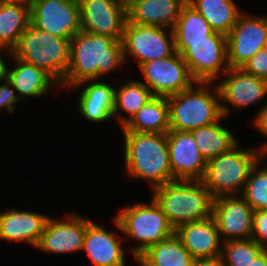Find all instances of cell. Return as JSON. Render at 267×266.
Wrapping results in <instances>:
<instances>
[{
  "instance_id": "obj_3",
  "label": "cell",
  "mask_w": 267,
  "mask_h": 266,
  "mask_svg": "<svg viewBox=\"0 0 267 266\" xmlns=\"http://www.w3.org/2000/svg\"><path fill=\"white\" fill-rule=\"evenodd\" d=\"M151 191L174 229L212 216L214 197L201 180H175Z\"/></svg>"
},
{
  "instance_id": "obj_11",
  "label": "cell",
  "mask_w": 267,
  "mask_h": 266,
  "mask_svg": "<svg viewBox=\"0 0 267 266\" xmlns=\"http://www.w3.org/2000/svg\"><path fill=\"white\" fill-rule=\"evenodd\" d=\"M267 45V16H249L244 10L227 36L229 68H242Z\"/></svg>"
},
{
  "instance_id": "obj_21",
  "label": "cell",
  "mask_w": 267,
  "mask_h": 266,
  "mask_svg": "<svg viewBox=\"0 0 267 266\" xmlns=\"http://www.w3.org/2000/svg\"><path fill=\"white\" fill-rule=\"evenodd\" d=\"M187 0H126L127 20L173 29Z\"/></svg>"
},
{
  "instance_id": "obj_30",
  "label": "cell",
  "mask_w": 267,
  "mask_h": 266,
  "mask_svg": "<svg viewBox=\"0 0 267 266\" xmlns=\"http://www.w3.org/2000/svg\"><path fill=\"white\" fill-rule=\"evenodd\" d=\"M173 30L174 42L209 41L214 32L204 17L188 3L182 8Z\"/></svg>"
},
{
  "instance_id": "obj_41",
  "label": "cell",
  "mask_w": 267,
  "mask_h": 266,
  "mask_svg": "<svg viewBox=\"0 0 267 266\" xmlns=\"http://www.w3.org/2000/svg\"><path fill=\"white\" fill-rule=\"evenodd\" d=\"M135 260L137 261L136 263H138V265L145 266L138 258H135Z\"/></svg>"
},
{
  "instance_id": "obj_17",
  "label": "cell",
  "mask_w": 267,
  "mask_h": 266,
  "mask_svg": "<svg viewBox=\"0 0 267 266\" xmlns=\"http://www.w3.org/2000/svg\"><path fill=\"white\" fill-rule=\"evenodd\" d=\"M169 163L174 180H202L207 161L189 131L167 132Z\"/></svg>"
},
{
  "instance_id": "obj_19",
  "label": "cell",
  "mask_w": 267,
  "mask_h": 266,
  "mask_svg": "<svg viewBox=\"0 0 267 266\" xmlns=\"http://www.w3.org/2000/svg\"><path fill=\"white\" fill-rule=\"evenodd\" d=\"M124 239L92 221L86 228L83 251L95 266H126Z\"/></svg>"
},
{
  "instance_id": "obj_35",
  "label": "cell",
  "mask_w": 267,
  "mask_h": 266,
  "mask_svg": "<svg viewBox=\"0 0 267 266\" xmlns=\"http://www.w3.org/2000/svg\"><path fill=\"white\" fill-rule=\"evenodd\" d=\"M0 81V110L5 108L8 113H14L15 104L21 99L7 78Z\"/></svg>"
},
{
  "instance_id": "obj_16",
  "label": "cell",
  "mask_w": 267,
  "mask_h": 266,
  "mask_svg": "<svg viewBox=\"0 0 267 266\" xmlns=\"http://www.w3.org/2000/svg\"><path fill=\"white\" fill-rule=\"evenodd\" d=\"M253 215L254 210L241 195L214 198L212 217L223 242L251 239Z\"/></svg>"
},
{
  "instance_id": "obj_33",
  "label": "cell",
  "mask_w": 267,
  "mask_h": 266,
  "mask_svg": "<svg viewBox=\"0 0 267 266\" xmlns=\"http://www.w3.org/2000/svg\"><path fill=\"white\" fill-rule=\"evenodd\" d=\"M242 69L248 74L267 80V47L260 49Z\"/></svg>"
},
{
  "instance_id": "obj_4",
  "label": "cell",
  "mask_w": 267,
  "mask_h": 266,
  "mask_svg": "<svg viewBox=\"0 0 267 266\" xmlns=\"http://www.w3.org/2000/svg\"><path fill=\"white\" fill-rule=\"evenodd\" d=\"M195 82L189 89L167 97L170 130L191 131L218 122L222 117L217 84ZM209 86L212 91H209Z\"/></svg>"
},
{
  "instance_id": "obj_5",
  "label": "cell",
  "mask_w": 267,
  "mask_h": 266,
  "mask_svg": "<svg viewBox=\"0 0 267 266\" xmlns=\"http://www.w3.org/2000/svg\"><path fill=\"white\" fill-rule=\"evenodd\" d=\"M113 226L120 233L137 240V246L130 247L132 256L138 258L149 247L175 234L161 207L151 198L148 203H135L120 209L113 217ZM140 243V244H139Z\"/></svg>"
},
{
  "instance_id": "obj_24",
  "label": "cell",
  "mask_w": 267,
  "mask_h": 266,
  "mask_svg": "<svg viewBox=\"0 0 267 266\" xmlns=\"http://www.w3.org/2000/svg\"><path fill=\"white\" fill-rule=\"evenodd\" d=\"M30 24V7L19 0H0V46L12 52Z\"/></svg>"
},
{
  "instance_id": "obj_29",
  "label": "cell",
  "mask_w": 267,
  "mask_h": 266,
  "mask_svg": "<svg viewBox=\"0 0 267 266\" xmlns=\"http://www.w3.org/2000/svg\"><path fill=\"white\" fill-rule=\"evenodd\" d=\"M151 91L137 80H128L124 85L115 88L113 117L117 119L121 127L131 119L151 98ZM128 116H120L121 111ZM118 113V114H117ZM119 115V116H118Z\"/></svg>"
},
{
  "instance_id": "obj_15",
  "label": "cell",
  "mask_w": 267,
  "mask_h": 266,
  "mask_svg": "<svg viewBox=\"0 0 267 266\" xmlns=\"http://www.w3.org/2000/svg\"><path fill=\"white\" fill-rule=\"evenodd\" d=\"M224 76L217 83L224 117L230 113L229 106L239 110L267 97V80L248 74L242 68H229Z\"/></svg>"
},
{
  "instance_id": "obj_2",
  "label": "cell",
  "mask_w": 267,
  "mask_h": 266,
  "mask_svg": "<svg viewBox=\"0 0 267 266\" xmlns=\"http://www.w3.org/2000/svg\"><path fill=\"white\" fill-rule=\"evenodd\" d=\"M123 137L127 176L147 180L152 190L175 181L169 163L167 133L123 131Z\"/></svg>"
},
{
  "instance_id": "obj_6",
  "label": "cell",
  "mask_w": 267,
  "mask_h": 266,
  "mask_svg": "<svg viewBox=\"0 0 267 266\" xmlns=\"http://www.w3.org/2000/svg\"><path fill=\"white\" fill-rule=\"evenodd\" d=\"M264 155L258 148L243 149L238 143L230 151L207 161L201 181L214 198L241 195L251 170Z\"/></svg>"
},
{
  "instance_id": "obj_13",
  "label": "cell",
  "mask_w": 267,
  "mask_h": 266,
  "mask_svg": "<svg viewBox=\"0 0 267 266\" xmlns=\"http://www.w3.org/2000/svg\"><path fill=\"white\" fill-rule=\"evenodd\" d=\"M81 31L122 40L127 21L126 0H78Z\"/></svg>"
},
{
  "instance_id": "obj_25",
  "label": "cell",
  "mask_w": 267,
  "mask_h": 266,
  "mask_svg": "<svg viewBox=\"0 0 267 266\" xmlns=\"http://www.w3.org/2000/svg\"><path fill=\"white\" fill-rule=\"evenodd\" d=\"M122 131L167 133L169 125V105L167 97L153 96L122 127Z\"/></svg>"
},
{
  "instance_id": "obj_39",
  "label": "cell",
  "mask_w": 267,
  "mask_h": 266,
  "mask_svg": "<svg viewBox=\"0 0 267 266\" xmlns=\"http://www.w3.org/2000/svg\"><path fill=\"white\" fill-rule=\"evenodd\" d=\"M250 266H267V248H265Z\"/></svg>"
},
{
  "instance_id": "obj_32",
  "label": "cell",
  "mask_w": 267,
  "mask_h": 266,
  "mask_svg": "<svg viewBox=\"0 0 267 266\" xmlns=\"http://www.w3.org/2000/svg\"><path fill=\"white\" fill-rule=\"evenodd\" d=\"M265 156L251 170L241 196L255 210L267 209V167L260 168Z\"/></svg>"
},
{
  "instance_id": "obj_10",
  "label": "cell",
  "mask_w": 267,
  "mask_h": 266,
  "mask_svg": "<svg viewBox=\"0 0 267 266\" xmlns=\"http://www.w3.org/2000/svg\"><path fill=\"white\" fill-rule=\"evenodd\" d=\"M143 83L153 96L169 97L189 89L196 81L181 54L148 61L140 67Z\"/></svg>"
},
{
  "instance_id": "obj_14",
  "label": "cell",
  "mask_w": 267,
  "mask_h": 266,
  "mask_svg": "<svg viewBox=\"0 0 267 266\" xmlns=\"http://www.w3.org/2000/svg\"><path fill=\"white\" fill-rule=\"evenodd\" d=\"M66 219L48 217L37 249L52 254H68L83 250L84 236L90 219L70 212Z\"/></svg>"
},
{
  "instance_id": "obj_18",
  "label": "cell",
  "mask_w": 267,
  "mask_h": 266,
  "mask_svg": "<svg viewBox=\"0 0 267 266\" xmlns=\"http://www.w3.org/2000/svg\"><path fill=\"white\" fill-rule=\"evenodd\" d=\"M175 235L194 259L215 258L222 254L223 242L212 216L178 226Z\"/></svg>"
},
{
  "instance_id": "obj_22",
  "label": "cell",
  "mask_w": 267,
  "mask_h": 266,
  "mask_svg": "<svg viewBox=\"0 0 267 266\" xmlns=\"http://www.w3.org/2000/svg\"><path fill=\"white\" fill-rule=\"evenodd\" d=\"M83 85L85 88H82ZM77 87L83 89L77 97V109L85 120L101 123L113 118L115 96L113 85L103 80H88L72 88L75 90Z\"/></svg>"
},
{
  "instance_id": "obj_36",
  "label": "cell",
  "mask_w": 267,
  "mask_h": 266,
  "mask_svg": "<svg viewBox=\"0 0 267 266\" xmlns=\"http://www.w3.org/2000/svg\"><path fill=\"white\" fill-rule=\"evenodd\" d=\"M253 120L255 128L267 138V102L261 106ZM258 149L265 154L267 152V142H264Z\"/></svg>"
},
{
  "instance_id": "obj_34",
  "label": "cell",
  "mask_w": 267,
  "mask_h": 266,
  "mask_svg": "<svg viewBox=\"0 0 267 266\" xmlns=\"http://www.w3.org/2000/svg\"><path fill=\"white\" fill-rule=\"evenodd\" d=\"M251 239L267 248V209L254 211Z\"/></svg>"
},
{
  "instance_id": "obj_20",
  "label": "cell",
  "mask_w": 267,
  "mask_h": 266,
  "mask_svg": "<svg viewBox=\"0 0 267 266\" xmlns=\"http://www.w3.org/2000/svg\"><path fill=\"white\" fill-rule=\"evenodd\" d=\"M49 216L16 208L0 213V239L25 242L36 248Z\"/></svg>"
},
{
  "instance_id": "obj_38",
  "label": "cell",
  "mask_w": 267,
  "mask_h": 266,
  "mask_svg": "<svg viewBox=\"0 0 267 266\" xmlns=\"http://www.w3.org/2000/svg\"><path fill=\"white\" fill-rule=\"evenodd\" d=\"M2 52H6L5 55H7V57L9 58L10 55H11V51L4 48V47H1L0 46V53ZM4 58V60H3ZM5 57H2V55L0 54V81H3V79L6 78V72H7V65H6V61H5Z\"/></svg>"
},
{
  "instance_id": "obj_27",
  "label": "cell",
  "mask_w": 267,
  "mask_h": 266,
  "mask_svg": "<svg viewBox=\"0 0 267 266\" xmlns=\"http://www.w3.org/2000/svg\"><path fill=\"white\" fill-rule=\"evenodd\" d=\"M224 118L223 116L212 125L190 131L199 152L206 161L230 151L240 142L231 131L220 124Z\"/></svg>"
},
{
  "instance_id": "obj_28",
  "label": "cell",
  "mask_w": 267,
  "mask_h": 266,
  "mask_svg": "<svg viewBox=\"0 0 267 266\" xmlns=\"http://www.w3.org/2000/svg\"><path fill=\"white\" fill-rule=\"evenodd\" d=\"M138 259L145 266H192L194 261L175 234L149 247Z\"/></svg>"
},
{
  "instance_id": "obj_12",
  "label": "cell",
  "mask_w": 267,
  "mask_h": 266,
  "mask_svg": "<svg viewBox=\"0 0 267 266\" xmlns=\"http://www.w3.org/2000/svg\"><path fill=\"white\" fill-rule=\"evenodd\" d=\"M30 23L39 30L71 40L81 31L78 0H40L30 7Z\"/></svg>"
},
{
  "instance_id": "obj_1",
  "label": "cell",
  "mask_w": 267,
  "mask_h": 266,
  "mask_svg": "<svg viewBox=\"0 0 267 266\" xmlns=\"http://www.w3.org/2000/svg\"><path fill=\"white\" fill-rule=\"evenodd\" d=\"M123 63L121 40L80 31L70 41V63L60 87L72 89L81 82L100 79Z\"/></svg>"
},
{
  "instance_id": "obj_7",
  "label": "cell",
  "mask_w": 267,
  "mask_h": 266,
  "mask_svg": "<svg viewBox=\"0 0 267 266\" xmlns=\"http://www.w3.org/2000/svg\"><path fill=\"white\" fill-rule=\"evenodd\" d=\"M70 41L39 30L30 23L11 54L44 70L60 86L70 63Z\"/></svg>"
},
{
  "instance_id": "obj_40",
  "label": "cell",
  "mask_w": 267,
  "mask_h": 266,
  "mask_svg": "<svg viewBox=\"0 0 267 266\" xmlns=\"http://www.w3.org/2000/svg\"><path fill=\"white\" fill-rule=\"evenodd\" d=\"M23 4L28 5L31 7L34 3L40 1V0H20Z\"/></svg>"
},
{
  "instance_id": "obj_8",
  "label": "cell",
  "mask_w": 267,
  "mask_h": 266,
  "mask_svg": "<svg viewBox=\"0 0 267 266\" xmlns=\"http://www.w3.org/2000/svg\"><path fill=\"white\" fill-rule=\"evenodd\" d=\"M175 51L181 54L196 82L214 83L228 69L227 37L220 33L209 35V41L175 42Z\"/></svg>"
},
{
  "instance_id": "obj_9",
  "label": "cell",
  "mask_w": 267,
  "mask_h": 266,
  "mask_svg": "<svg viewBox=\"0 0 267 266\" xmlns=\"http://www.w3.org/2000/svg\"><path fill=\"white\" fill-rule=\"evenodd\" d=\"M170 30V32H167ZM124 61L134 58L140 67L148 61L170 57L175 51L173 30L129 22L122 37Z\"/></svg>"
},
{
  "instance_id": "obj_37",
  "label": "cell",
  "mask_w": 267,
  "mask_h": 266,
  "mask_svg": "<svg viewBox=\"0 0 267 266\" xmlns=\"http://www.w3.org/2000/svg\"><path fill=\"white\" fill-rule=\"evenodd\" d=\"M192 266H224L221 256L215 258L194 259Z\"/></svg>"
},
{
  "instance_id": "obj_31",
  "label": "cell",
  "mask_w": 267,
  "mask_h": 266,
  "mask_svg": "<svg viewBox=\"0 0 267 266\" xmlns=\"http://www.w3.org/2000/svg\"><path fill=\"white\" fill-rule=\"evenodd\" d=\"M264 249L253 239L229 240L222 243L221 257L224 266H250Z\"/></svg>"
},
{
  "instance_id": "obj_23",
  "label": "cell",
  "mask_w": 267,
  "mask_h": 266,
  "mask_svg": "<svg viewBox=\"0 0 267 266\" xmlns=\"http://www.w3.org/2000/svg\"><path fill=\"white\" fill-rule=\"evenodd\" d=\"M14 61V68H9L7 65L6 78L14 87L17 95L22 100L30 97L40 98L44 96L48 91L52 89L51 87H58V83L44 70L27 63L12 54L9 57ZM53 84V85H52Z\"/></svg>"
},
{
  "instance_id": "obj_26",
  "label": "cell",
  "mask_w": 267,
  "mask_h": 266,
  "mask_svg": "<svg viewBox=\"0 0 267 266\" xmlns=\"http://www.w3.org/2000/svg\"><path fill=\"white\" fill-rule=\"evenodd\" d=\"M187 3L204 17L214 32L226 37L244 11L233 0H187Z\"/></svg>"
}]
</instances>
